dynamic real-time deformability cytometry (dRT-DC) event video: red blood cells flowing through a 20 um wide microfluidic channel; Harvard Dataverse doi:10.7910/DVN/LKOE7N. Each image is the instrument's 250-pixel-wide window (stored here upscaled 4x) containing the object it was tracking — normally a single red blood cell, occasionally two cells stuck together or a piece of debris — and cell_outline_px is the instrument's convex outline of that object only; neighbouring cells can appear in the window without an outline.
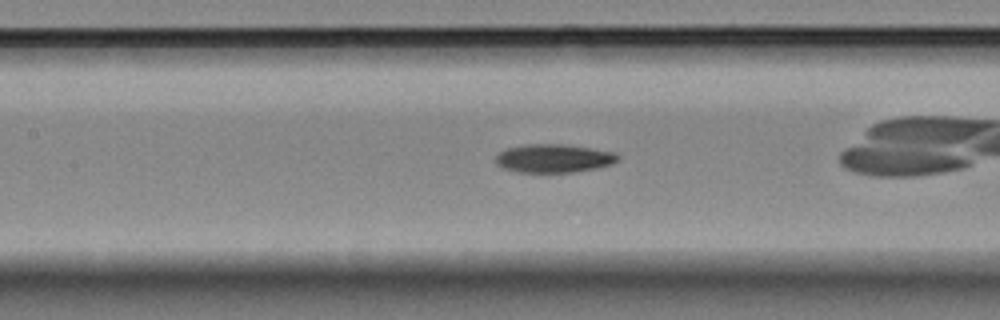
{"species": "Egyptian fruit bat (a non-hibernating species)", "species_latin": "Rousettus aegyptiacus", "temperature_condition": "room temperature", "stored_images_in_passage": 10, "camera_frame_rate_fps": 3000, "um_per_image_px": 0.085, "animal": {"sex": "female"}, "frame": {"image": 1, "passage_image": 9, "time_ms": 2.667, "image_size_px": [1000, 320], "cell_outline_px": [[620, 160], [612, 164], [596, 168], [572, 172], [516, 172], [504, 168], [496, 164], [492, 160], [500, 152], [508, 148], [524, 144], [568, 144], [616, 152], [620, 156]], "centroid_in_image_um": [47.08, 13.45], "position_along_channel_um": 160.3, "area_um2": 20.52}}